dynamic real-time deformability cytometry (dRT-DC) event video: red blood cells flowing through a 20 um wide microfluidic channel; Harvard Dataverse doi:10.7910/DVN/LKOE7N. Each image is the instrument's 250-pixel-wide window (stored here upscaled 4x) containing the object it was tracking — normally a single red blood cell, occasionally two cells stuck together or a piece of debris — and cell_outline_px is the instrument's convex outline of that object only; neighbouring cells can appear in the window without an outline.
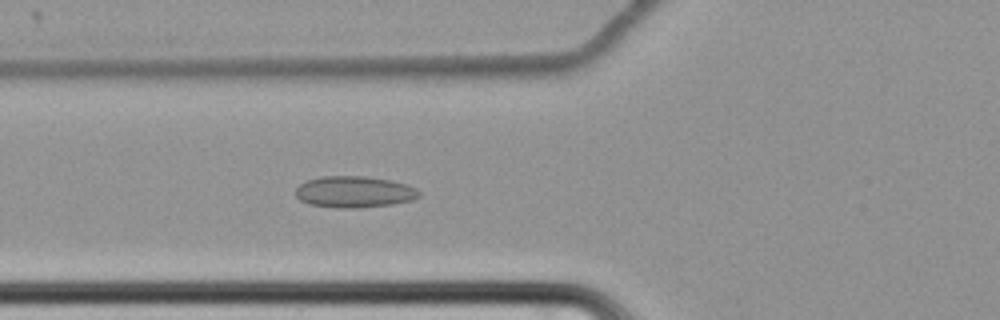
{"species": "common noctule bat (a hibernating species)", "species_latin": "Nyctalus noctula", "temperature_condition": "cold", "stored_images_in_passage": 66, "camera_frame_rate_fps": 3000, "um_per_image_px": 0.085, "animal": {"sex": "female", "body_mass_g": 22.7, "forearm_length_mm": 54.2}, "frame": {"image": 1, "passage_image": 29, "time_ms": 9.333, "image_size_px": [1000, 320], "cell_outline_px": [[420, 196], [412, 200], [392, 204], [356, 208], [340, 208], [308, 204], [300, 200], [296, 196], [296, 188], [300, 184], [308, 180], [320, 176], [364, 176], [392, 180], [416, 188], [420, 192]], "centroid_in_image_um": [30.1, 16.31], "position_along_channel_um": 95.7, "area_um2": 22.6}}
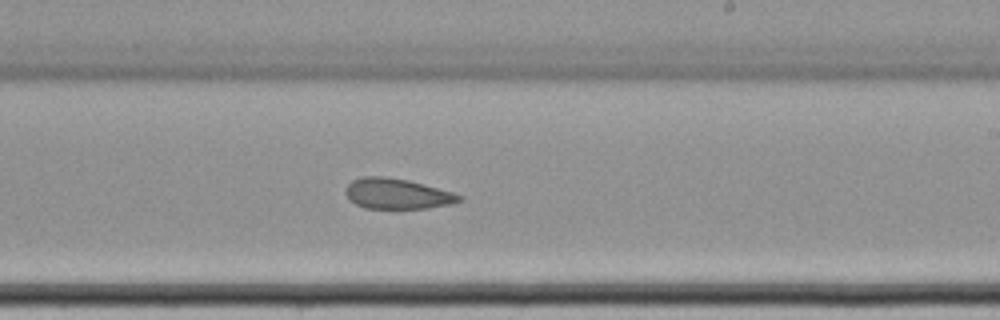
{"frame": {"image": 2, "passage_image": 43, "time_ms": 14.0, "image_size_px": [1000, 320], "cell_outline_px": [[464, 196], [460, 200], [452, 204], [428, 208], [364, 208], [348, 200], [344, 192], [348, 184], [352, 180], [360, 176], [384, 176], [408, 180], [452, 192]], "centroid_in_image_um": [33.71, 16.46], "position_along_channel_um": 255.3, "area_um2": 20.23}}
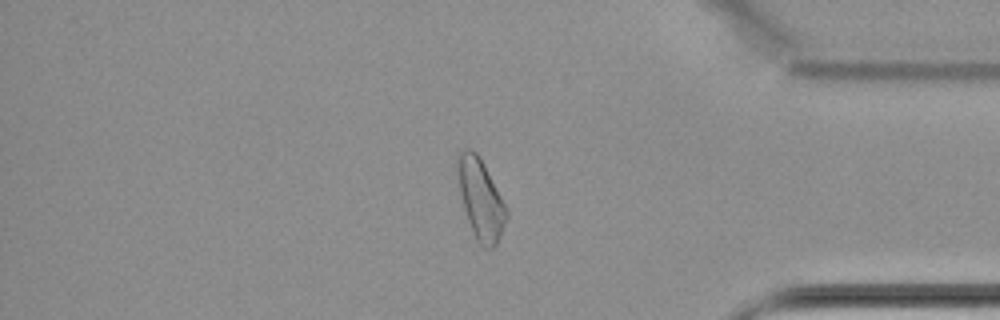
{"frame": {"image": 3, "passage_image": 57, "time_ms": 18.667, "image_size_px": [1000, 320], "cell_outline_px": [[508, 216], [500, 236], [496, 244], [492, 248], [484, 248], [476, 240], [472, 232], [464, 208], [460, 192], [456, 168], [456, 152], [460, 148], [472, 148], [480, 156], [508, 212]], "centroid_in_image_um": [40.81, 16.86], "position_along_channel_um": 394.4, "area_um2": 22.89}, "authors_computed_cell_mechanics": {"area_um2": 23.2356, "velocity_mm_per_s": 3.4243, "shape_relaxation_time_tau1_ms": null, "shape_relaxation_time_tau2_ms": 3.4122, "deformation_change_tau1": null, "deformation_change_tau2": 0.0775}}